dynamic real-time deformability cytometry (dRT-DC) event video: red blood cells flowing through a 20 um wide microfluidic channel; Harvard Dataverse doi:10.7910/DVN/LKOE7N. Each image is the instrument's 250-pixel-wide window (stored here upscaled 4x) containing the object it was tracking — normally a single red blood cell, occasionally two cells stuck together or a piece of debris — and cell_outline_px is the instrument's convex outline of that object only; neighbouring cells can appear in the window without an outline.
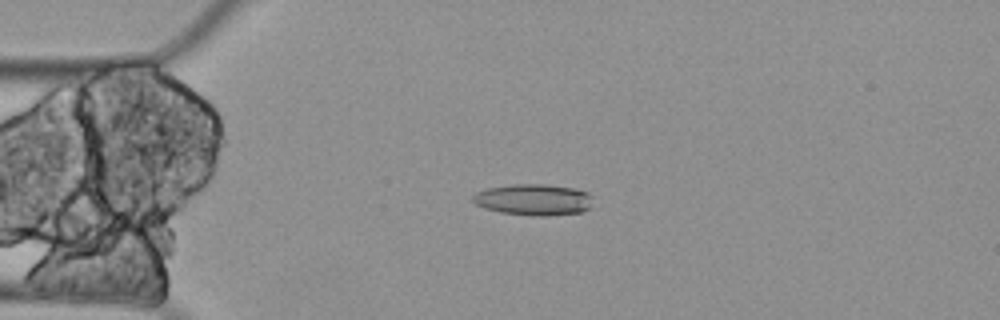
{"species": "Egyptian fruit bat (a non-hibernating species)", "species_latin": "Rousettus aegyptiacus", "temperature_condition": "cold", "stored_images_in_passage": 4, "camera_frame_rate_fps": 3000, "um_per_image_px": 0.085, "animal": {"sex": "female"}, "frame": {"image": 1, "passage_image": 3, "time_ms": 0.667, "image_size_px": [1000, 320], "cell_outline_px": [[592, 208], [580, 212], [548, 216], [532, 216], [500, 212], [484, 208], [476, 204], [472, 200], [472, 196], [476, 192], [488, 188], [512, 184], [544, 184], [572, 188], [588, 192], [592, 196]], "centroid_in_image_um": [45.37, 16.98], "position_along_channel_um": 39.6, "area_um2": 22.08}}